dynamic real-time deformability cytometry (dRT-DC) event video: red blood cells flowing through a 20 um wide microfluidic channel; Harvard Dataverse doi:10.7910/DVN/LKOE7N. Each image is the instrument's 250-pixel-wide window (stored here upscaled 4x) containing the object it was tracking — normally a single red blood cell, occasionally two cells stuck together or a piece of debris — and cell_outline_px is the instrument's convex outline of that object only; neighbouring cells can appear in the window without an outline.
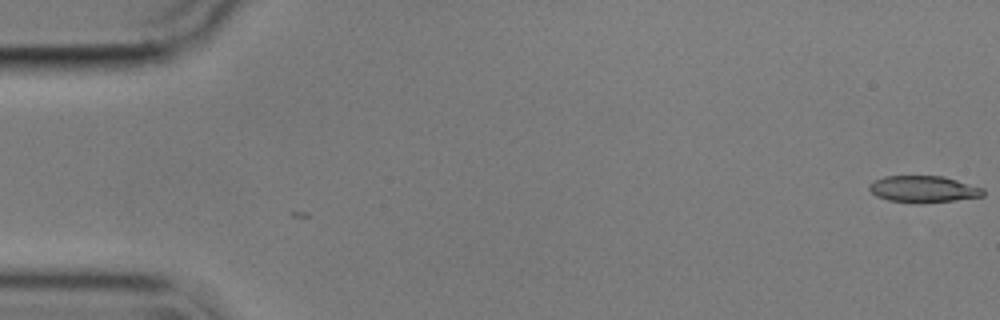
{"species": "common noctule bat (a hibernating species)", "species_latin": "Nyctalus noctula", "temperature_condition": "cold", "stored_images_in_passage": 6, "camera_frame_rate_fps": 3000, "um_per_image_px": 0.085, "animal": {"sex": "male", "body_mass_g": 17.9}, "frame": {"image": 1, "passage_image": 1, "time_ms": 0.0, "image_size_px": [1000, 320], "cell_outline_px": [[984, 196], [952, 200], [888, 200], [876, 196], [868, 188], [868, 184], [872, 180], [884, 176], [944, 176], [984, 188]], "centroid_in_image_um": [78.47, 16.01], "position_along_channel_um": 6.5, "area_um2": 16.94}}